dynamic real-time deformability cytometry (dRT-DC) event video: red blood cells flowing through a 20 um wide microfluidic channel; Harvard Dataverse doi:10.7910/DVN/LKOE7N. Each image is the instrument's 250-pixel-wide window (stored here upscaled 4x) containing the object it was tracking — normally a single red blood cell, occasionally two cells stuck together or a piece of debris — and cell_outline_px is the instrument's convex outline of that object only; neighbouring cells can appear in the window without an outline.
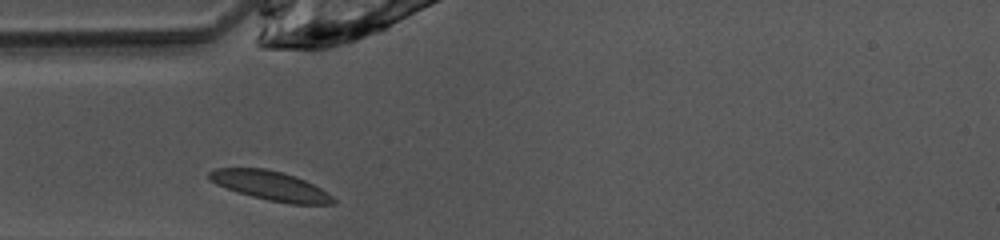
{"species": "common noctule bat (a hibernating species)", "species_latin": "Nyctalus noctula", "temperature_condition": "warm", "stored_images_in_passage": 25, "camera_frame_rate_fps": 3000, "um_per_image_px": 0.085, "animal": {"sex": "female", "body_mass_g": 10.0, "forearm_length_mm": 53.1}, "frame": {"image": 1, "passage_image": 1, "time_ms": 0.0, "image_size_px": [1000, 240], "cell_outline_px": [[336, 204], [288, 204], [268, 200], [252, 196], [216, 184], [208, 180], [208, 172], [216, 168], [264, 168], [296, 176], [328, 192], [336, 200]], "centroid_in_image_um": [23.01, 15.79], "position_along_channel_um": 62.0, "area_um2": 21.04}}
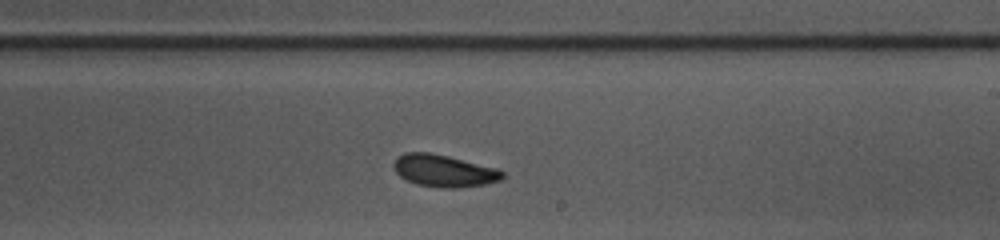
{"frame": {"image": 2, "passage_image": 15, "time_ms": 4.667, "image_size_px": [1000, 240], "cell_outline_px": [[504, 176], [500, 180], [484, 184], [460, 188], [444, 188], [416, 184], [400, 176], [396, 172], [392, 164], [396, 156], [404, 152], [428, 152], [448, 156], [500, 168], [504, 172]], "centroid_in_image_um": [37.74, 14.5], "position_along_channel_um": 251.3, "area_um2": 20.58}}
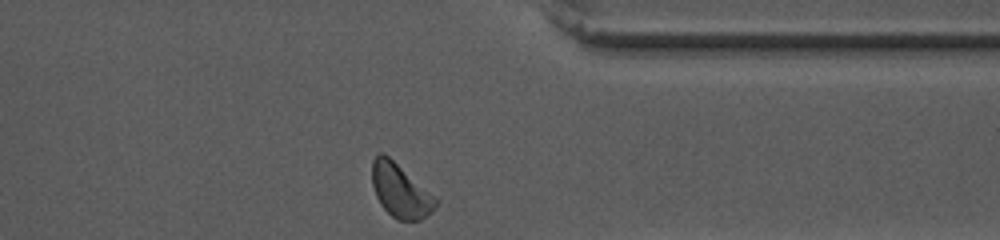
{"frame": {"image": 3, "passage_image": 25, "time_ms": 8.0, "image_size_px": [1000, 240], "cell_outline_px": [[440, 200], [432, 212], [420, 220], [396, 220], [380, 204], [376, 196], [372, 184], [372, 160], [380, 152], [384, 152]], "centroid_in_image_um": [34.04, 16.21], "position_along_channel_um": 377.4, "area_um2": 19.94}, "authors_computed_cell_mechanics": {"area_um2": 19.9988, "velocity_mm_per_s": 4.039, "shape_relaxation_time_tau1_ms": 11.2571, "shape_relaxation_time_tau2_ms": 2.5775, "deformation_change_tau1": 0.2794, "deformation_change_tau2": 0.0746}}